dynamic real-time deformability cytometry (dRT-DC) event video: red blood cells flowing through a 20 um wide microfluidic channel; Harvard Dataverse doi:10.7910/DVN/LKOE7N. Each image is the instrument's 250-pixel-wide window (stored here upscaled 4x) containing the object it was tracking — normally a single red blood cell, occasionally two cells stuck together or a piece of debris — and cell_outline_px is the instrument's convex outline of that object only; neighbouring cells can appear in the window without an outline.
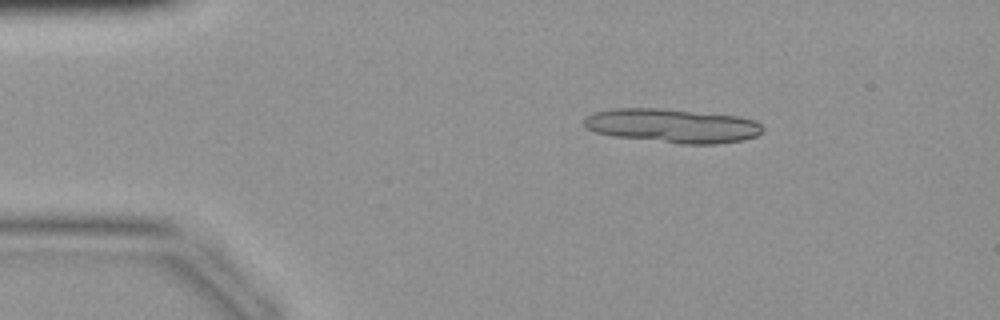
{"species": "common noctule bat (a hibernating species)", "species_latin": "Nyctalus noctula", "temperature_condition": "warm", "stored_images_in_passage": 39, "segment_of_instrument_passage": [1, 2], "camera_frame_rate_fps": 3000, "um_per_image_px": 0.085, "animal": {"sex": "female", "body_mass_g": 19.9}, "frame": {"image": 1, "passage_image": 3, "time_ms": 0.667, "image_size_px": [1000, 320], "cell_outline_px": [[764, 132], [756, 136], [744, 140], [716, 144], [680, 144], [612, 136], [596, 132], [584, 128], [584, 116], [592, 112], [612, 108], [664, 108], [740, 116], [756, 120], [764, 128]], "centroid_in_image_um": [57.16, 10.68], "position_along_channel_um": 27.8, "area_um2": 36.07}}